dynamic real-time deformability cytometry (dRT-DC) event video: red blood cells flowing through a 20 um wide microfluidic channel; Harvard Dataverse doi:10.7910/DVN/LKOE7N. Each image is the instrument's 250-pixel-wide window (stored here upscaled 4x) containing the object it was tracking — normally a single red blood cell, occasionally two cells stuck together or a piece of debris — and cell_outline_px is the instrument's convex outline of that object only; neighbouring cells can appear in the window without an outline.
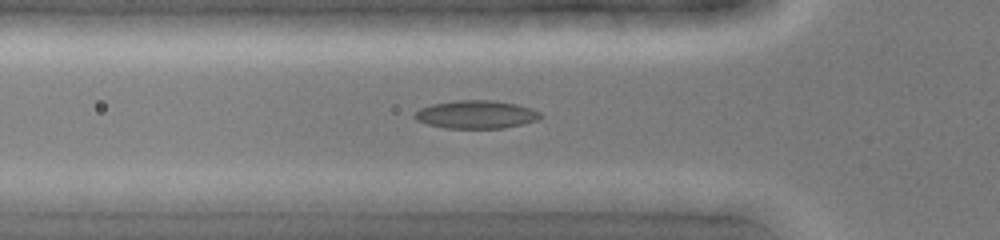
{"species": "common noctule bat (a hibernating species)", "species_latin": "Nyctalus noctula", "temperature_condition": "cold", "stored_images_in_passage": 45, "camera_frame_rate_fps": 3000, "um_per_image_px": 0.085, "animal": {"sex": "female", "body_mass_g": 19.0, "forearm_length_mm": 51.5}, "frame": {"image": 1, "passage_image": 14, "time_ms": 4.333, "image_size_px": [1000, 240], "cell_outline_px": [[540, 120], [504, 128], [444, 128], [428, 124], [416, 120], [412, 116], [420, 108], [432, 104], [456, 100], [492, 100], [516, 104], [532, 108], [540, 112]], "centroid_in_image_um": [40.47, 9.73], "position_along_channel_um": 85.3, "area_um2": 20.63}}
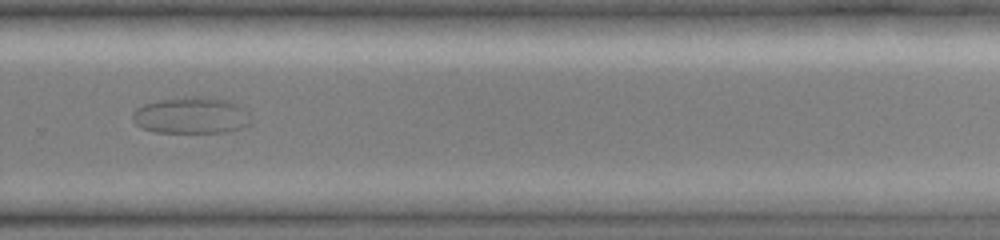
{"frame": {"image": 2, "passage_image": 31, "time_ms": 10.0, "image_size_px": [1000, 240], "cell_outline_px": [[252, 124], [240, 128], [220, 132], [156, 132], [140, 128], [132, 120], [132, 112], [136, 108], [144, 104], [160, 100], [192, 96], [196, 96], [224, 100], [236, 104], [244, 108], [248, 112], [252, 120]], "centroid_in_image_um": [16.24, 9.82], "position_along_channel_um": 313.6, "area_um2": 25.09}}
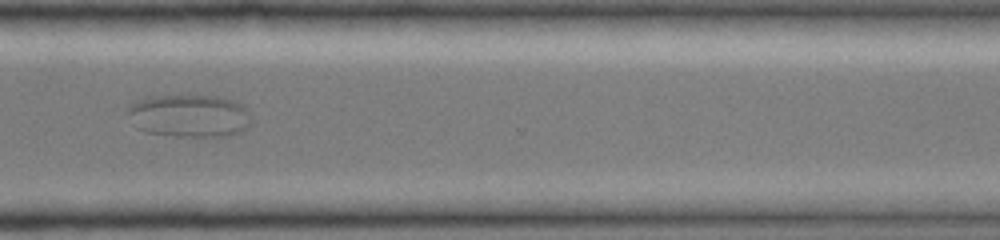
{"frame": {"image": 3, "passage_image": 34, "time_ms": 11.0, "image_size_px": [1000, 240], "cell_outline_px": [[252, 124], [248, 128], [228, 136], [176, 136], [148, 132], [136, 128], [128, 112], [128, 108], [136, 100], [148, 96], [216, 96], [232, 100], [244, 104], [252, 120]], "centroid_in_image_um": [16.13, 9.84], "position_along_channel_um": 354.5, "area_um2": 30.81}}